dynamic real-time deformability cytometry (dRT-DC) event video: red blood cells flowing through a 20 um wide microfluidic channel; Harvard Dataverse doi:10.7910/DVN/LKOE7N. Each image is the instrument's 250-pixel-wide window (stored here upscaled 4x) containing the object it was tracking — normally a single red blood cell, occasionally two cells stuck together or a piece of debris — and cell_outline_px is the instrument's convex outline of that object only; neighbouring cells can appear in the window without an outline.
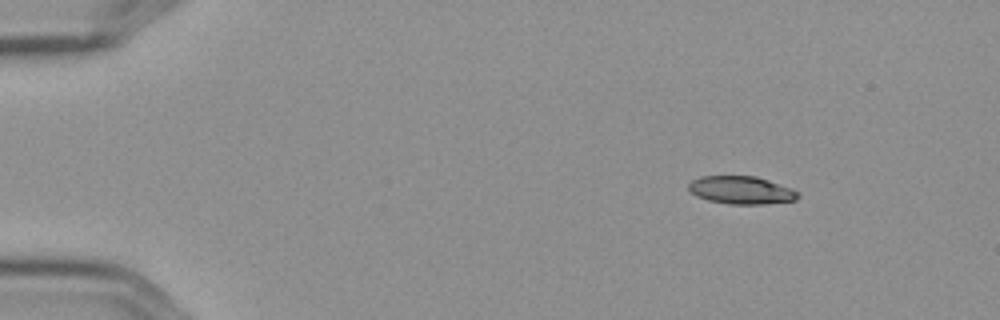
{"species": "Egyptian fruit bat (a non-hibernating species)", "species_latin": "Rousettus aegyptiacus", "temperature_condition": "cold", "stored_images_in_passage": 3, "camera_frame_rate_fps": 3000, "um_per_image_px": 0.085, "frame": {"image": 1, "passage_image": 1, "time_ms": 0.0, "image_size_px": [1000, 320], "cell_outline_px": [[800, 196], [796, 200], [764, 204], [728, 204], [708, 200], [696, 196], [688, 188], [688, 184], [692, 180], [700, 176], [756, 176], [792, 188], [800, 192]], "centroid_in_image_um": [63.03, 16.16], "position_along_channel_um": 22.0, "area_um2": 17.86}}